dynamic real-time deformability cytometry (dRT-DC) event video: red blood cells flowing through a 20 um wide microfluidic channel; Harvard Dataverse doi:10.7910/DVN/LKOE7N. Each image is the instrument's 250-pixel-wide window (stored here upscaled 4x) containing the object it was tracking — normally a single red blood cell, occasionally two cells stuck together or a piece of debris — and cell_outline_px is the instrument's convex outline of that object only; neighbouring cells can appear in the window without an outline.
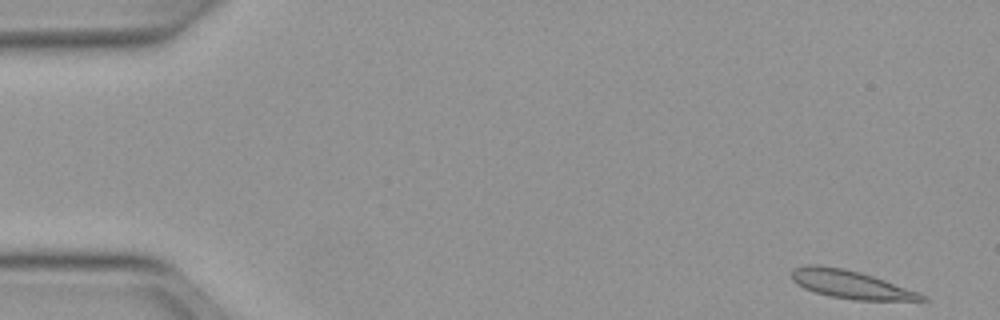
{"species": "Egyptian fruit bat (a non-hibernating species)", "species_latin": "Rousettus aegyptiacus", "temperature_condition": "warm", "stored_images_in_passage": 50, "camera_frame_rate_fps": 3000, "um_per_image_px": 0.085, "animal": {"sex": "female"}, "frame": {"image": 1, "passage_image": 1, "time_ms": 0.0, "image_size_px": [1000, 320], "cell_outline_px": [[928, 300], [856, 300], [828, 296], [804, 288], [796, 284], [792, 280], [792, 268], [808, 264], [820, 264], [844, 268], [860, 272], [920, 292]], "centroid_in_image_um": [72.25, 24.16], "position_along_channel_um": 12.7, "area_um2": 21.33}}
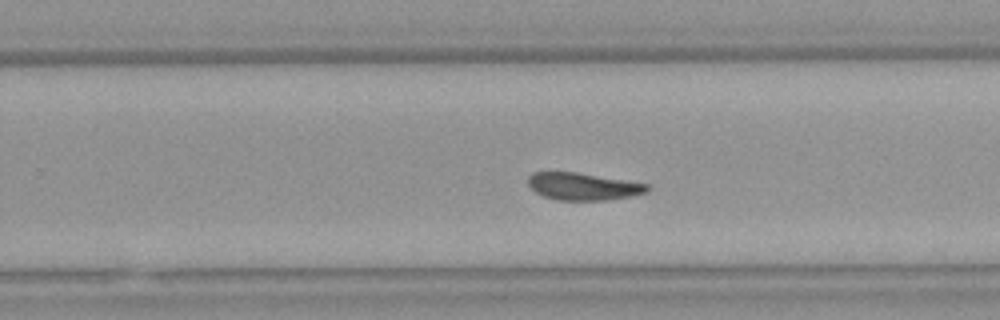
{"frame": {"image": 2, "passage_image": 31, "time_ms": 10.0, "image_size_px": [1000, 320], "cell_outline_px": [[652, 188], [648, 192], [608, 200], [560, 200], [544, 196], [536, 192], [528, 184], [528, 176], [532, 172], [576, 172], [648, 184]], "centroid_in_image_um": [49.57, 15.84], "position_along_channel_um": 280.2, "area_um2": 18.79}}
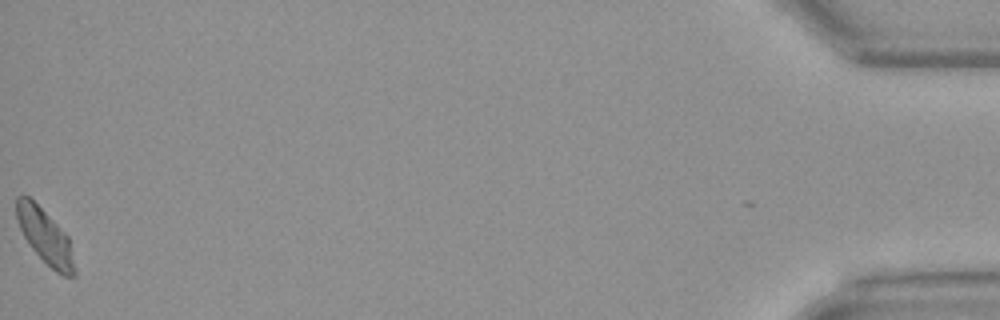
{"frame": {"image": 3, "passage_image": 50, "time_ms": 16.333, "image_size_px": [1000, 320], "cell_outline_px": [[76, 276], [64, 276], [56, 272], [32, 248], [24, 236], [20, 228], [16, 216], [16, 196], [20, 192], [24, 192], [68, 236], [76, 268]], "centroid_in_image_um": [3.82, 20.08], "position_along_channel_um": 431.4, "area_um2": 18.21}}